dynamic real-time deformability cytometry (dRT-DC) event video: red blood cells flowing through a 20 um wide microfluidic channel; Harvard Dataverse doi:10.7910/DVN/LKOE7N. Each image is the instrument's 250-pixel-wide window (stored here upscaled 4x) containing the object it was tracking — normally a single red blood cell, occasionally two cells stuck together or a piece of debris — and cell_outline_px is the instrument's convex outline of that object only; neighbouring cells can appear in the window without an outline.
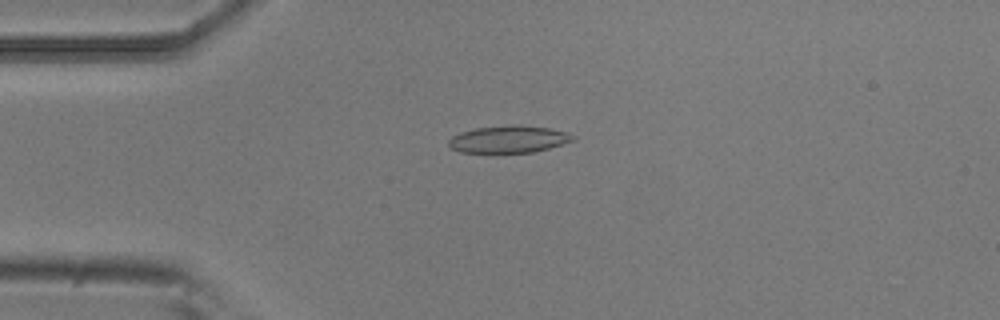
{"species": "common noctule bat (a hibernating species)", "species_latin": "Nyctalus noctula", "temperature_condition": "room temperature", "stored_images_in_passage": 7, "camera_frame_rate_fps": 3000, "um_per_image_px": 0.085, "animal": {"sex": "male", "body_mass_g": 20.5, "forearm_length_mm": 52.5}, "frame": {"image": 1, "passage_image": 4, "time_ms": 1.0, "image_size_px": [1000, 320], "cell_outline_px": [[576, 140], [548, 148], [532, 152], [496, 156], [460, 152], [452, 148], [448, 144], [448, 140], [452, 136], [460, 132], [476, 128], [516, 124], [520, 124], [548, 128], [564, 132], [576, 136]], "centroid_in_image_um": [43.18, 11.88], "position_along_channel_um": 41.8, "area_um2": 20.58}}
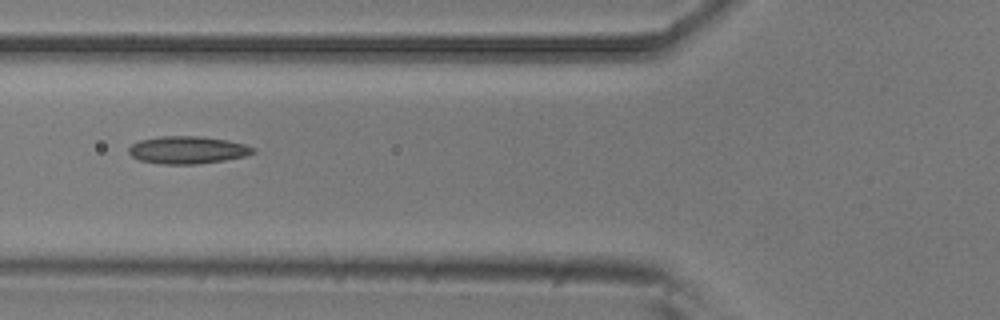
{"frame": {"image": 2, "passage_image": 6, "time_ms": 1.667, "image_size_px": [1000, 320], "cell_outline_px": [[256, 152], [248, 156], [224, 160], [196, 164], [164, 164], [140, 160], [132, 156], [128, 152], [128, 148], [132, 144], [140, 140], [160, 136], [204, 136], [228, 140], [244, 144], [256, 148]], "centroid_in_image_um": [15.98, 12.74], "position_along_channel_um": 109.8, "area_um2": 20.06}}
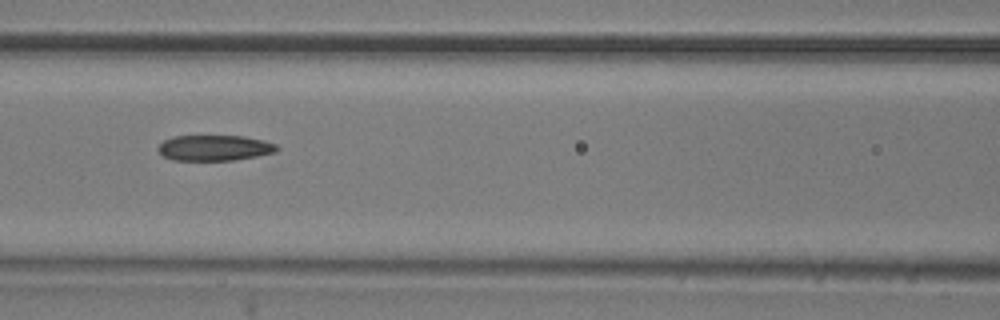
{"frame": {"image": 3, "passage_image": 7, "time_ms": 2.0, "image_size_px": [1000, 320], "cell_outline_px": [[280, 148], [276, 152], [256, 156], [232, 160], [172, 160], [164, 156], [156, 148], [164, 140], [172, 136], [244, 136], [264, 140], [276, 144]], "centroid_in_image_um": [18.24, 12.56], "position_along_channel_um": 148.4, "area_um2": 17.74}}